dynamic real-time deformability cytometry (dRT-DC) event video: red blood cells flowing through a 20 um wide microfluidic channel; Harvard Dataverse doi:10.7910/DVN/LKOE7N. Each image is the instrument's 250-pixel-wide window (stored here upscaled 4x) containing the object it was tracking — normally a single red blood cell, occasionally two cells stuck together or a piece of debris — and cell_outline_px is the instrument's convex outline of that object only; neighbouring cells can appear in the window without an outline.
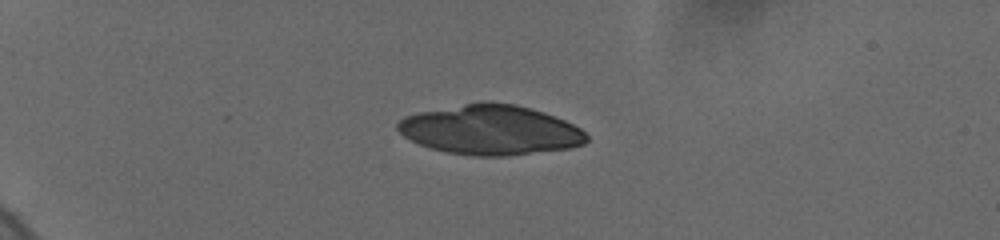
{"species": "human", "species_latin": "Homo sapiens", "temperature_condition": "cold", "stored_images_in_passage": 20, "camera_frame_rate_fps": 3000, "um_per_image_px": 0.085, "donor": {"sex": "female"}, "frame": {"image": 1, "passage_image": 8, "time_ms": 4.333, "image_size_px": [1000, 240], "cell_outline_px": [[588, 140], [584, 144], [572, 148], [508, 156], [472, 156], [448, 152], [428, 148], [404, 136], [396, 128], [396, 124], [404, 116], [420, 112], [464, 104], [488, 100], [516, 104], [532, 108], [544, 112], [564, 120], [580, 128], [588, 136]], "centroid_in_image_um": [41.71, 11.04], "position_along_channel_um": 43.3, "area_um2": 54.97}}